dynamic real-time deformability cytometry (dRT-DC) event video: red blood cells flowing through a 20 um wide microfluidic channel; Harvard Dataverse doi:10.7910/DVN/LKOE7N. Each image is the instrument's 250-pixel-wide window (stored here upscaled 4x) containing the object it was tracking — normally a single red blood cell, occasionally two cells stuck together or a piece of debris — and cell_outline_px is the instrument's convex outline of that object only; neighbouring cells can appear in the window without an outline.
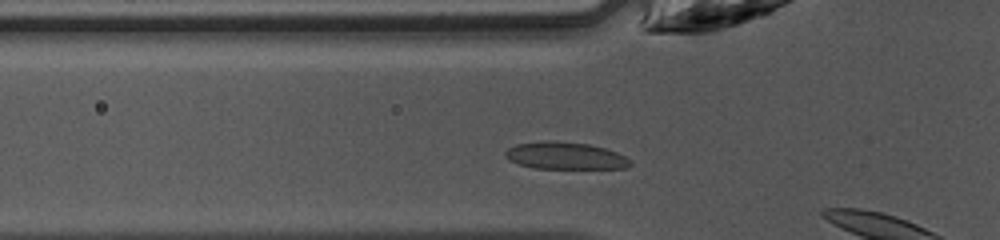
{"species": "common noctule bat (a hibernating species)", "species_latin": "Nyctalus noctula", "temperature_condition": "warm", "stored_images_in_passage": 8, "camera_frame_rate_fps": 3000, "um_per_image_px": 0.085, "animal": {"sex": "female", "body_mass_g": 10.0, "forearm_length_mm": 53.1}, "frame": {"image": 1, "passage_image": 7, "time_ms": 2.0, "image_size_px": [1000, 240], "cell_outline_px": [[632, 164], [628, 168], [536, 168], [520, 164], [504, 156], [504, 152], [508, 148], [516, 144], [544, 140], [556, 140], [588, 144], [604, 148], [616, 152], [624, 156]], "centroid_in_image_um": [48.03, 13.22], "position_along_channel_um": 77.8, "area_um2": 19.65}}